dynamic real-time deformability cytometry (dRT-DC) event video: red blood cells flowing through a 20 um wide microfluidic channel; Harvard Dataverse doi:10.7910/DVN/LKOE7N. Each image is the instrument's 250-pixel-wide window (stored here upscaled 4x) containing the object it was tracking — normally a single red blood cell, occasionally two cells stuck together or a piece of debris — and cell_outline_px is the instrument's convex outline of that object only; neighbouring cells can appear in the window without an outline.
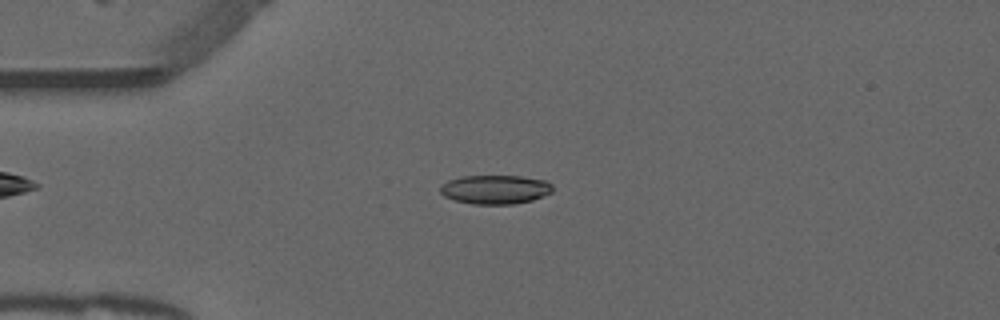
{"species": "common noctule bat (a hibernating species)", "species_latin": "Nyctalus noctula", "temperature_condition": "warm", "stored_images_in_passage": 51, "camera_frame_rate_fps": 3000, "um_per_image_px": 0.085, "animal": {"sex": "male", "forearm_length_mm": 52.5}, "frame": {"image": 1, "passage_image": 12, "time_ms": 3.667, "image_size_px": [1000, 320], "cell_outline_px": [[552, 192], [532, 200], [516, 204], [472, 204], [456, 200], [444, 196], [440, 192], [440, 184], [448, 180], [464, 176], [520, 176], [544, 180], [552, 184]], "centroid_in_image_um": [42.08, 16.1], "position_along_channel_um": 42.9, "area_um2": 18.96}}
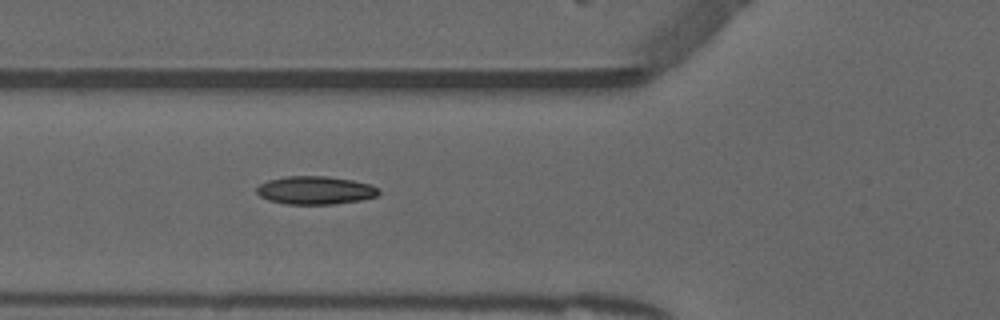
{"frame": {"image": 2, "passage_image": 18, "time_ms": 5.667, "image_size_px": [1000, 320], "cell_outline_px": [[380, 192], [376, 196], [360, 200], [332, 204], [284, 204], [268, 200], [260, 196], [256, 192], [256, 188], [260, 184], [268, 180], [284, 176], [328, 176], [352, 180], [368, 184], [380, 188]], "centroid_in_image_um": [26.77, 16.17], "position_along_channel_um": 99.0, "area_um2": 20.06}}
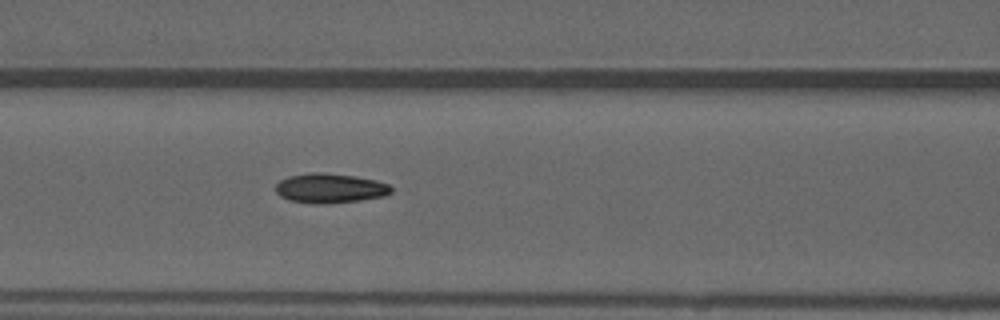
{"frame": {"image": 3, "passage_image": 21, "time_ms": 6.667, "image_size_px": [1000, 320], "cell_outline_px": [[392, 192], [384, 196], [360, 200], [324, 204], [312, 204], [288, 200], [280, 196], [276, 192], [276, 184], [280, 180], [288, 176], [312, 172], [320, 172], [356, 176], [376, 180], [388, 184], [392, 188]], "centroid_in_image_um": [28.03, 16.0], "position_along_channel_um": 138.6, "area_um2": 20.06}, "authors_computed_cell_mechanics": {"area_um2": 19.1318, "velocity_mm_per_s": 3.9176, "shape_relaxation_time_tau1_ms": 10.9797, "shape_relaxation_time_tau2_ms": 2.5276, "deformation_change_tau1": 0.2557, "deformation_change_tau2": 0.0806}}